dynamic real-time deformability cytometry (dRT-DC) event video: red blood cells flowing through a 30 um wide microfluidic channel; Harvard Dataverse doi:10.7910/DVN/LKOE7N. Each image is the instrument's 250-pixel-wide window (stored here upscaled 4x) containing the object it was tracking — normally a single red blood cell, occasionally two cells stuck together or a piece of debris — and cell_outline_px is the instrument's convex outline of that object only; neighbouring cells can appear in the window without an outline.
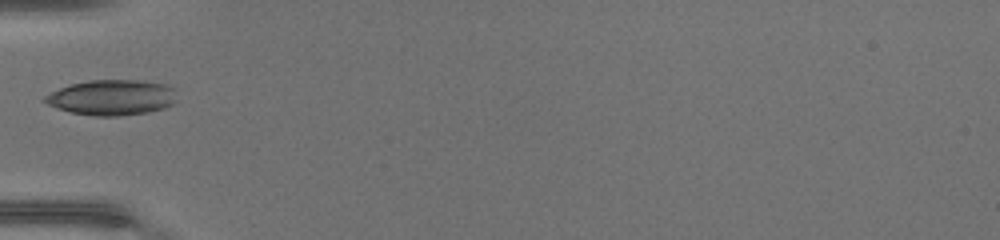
{"species": "common noctule bat (a hibernating species)", "species_latin": "Nyctalus noctula", "temperature_condition": "warm", "stored_images_in_passage": 20, "camera_frame_rate_fps": 3000, "um_per_image_px": 0.085, "animal": {"sex": "female", "body_mass_g": 17.0, "forearm_length_mm": 48.0}, "frame": {"image": 1, "passage_image": 1, "time_ms": 0.0, "image_size_px": [1000, 240], "cell_outline_px": [[176, 100], [172, 104], [164, 108], [148, 112], [120, 116], [92, 116], [72, 112], [48, 104], [40, 100], [44, 96], [60, 88], [72, 84], [88, 80], [140, 80], [164, 84], [172, 88]], "centroid_in_image_um": [9.49, 8.29], "position_along_channel_um": 75.5, "area_um2": 27.05}}